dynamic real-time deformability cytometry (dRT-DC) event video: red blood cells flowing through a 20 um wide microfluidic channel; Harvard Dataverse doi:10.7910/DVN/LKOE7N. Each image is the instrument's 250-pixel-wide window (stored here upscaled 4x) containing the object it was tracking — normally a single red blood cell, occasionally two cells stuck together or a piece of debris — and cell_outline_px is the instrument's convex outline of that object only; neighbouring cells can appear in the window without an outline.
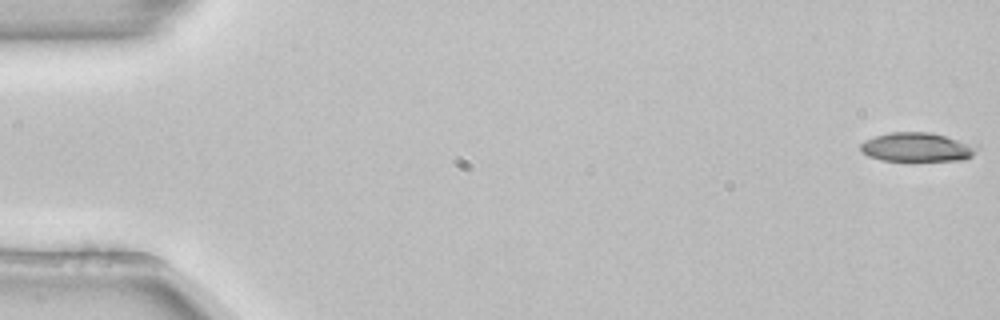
{"species": "common noctule bat (a hibernating species)", "species_latin": "Nyctalus noctula", "temperature_condition": "room temperature", "stored_images_in_passage": 54, "camera_frame_rate_fps": 3000, "um_per_image_px": 0.085, "animal": {"sex": "female", "body_mass_g": 22.7, "forearm_length_mm": 54.2}, "frame": {"image": 1, "passage_image": 1, "time_ms": 0.0, "image_size_px": [1000, 320], "cell_outline_px": [[980, 148], [972, 156], [964, 160], [880, 160], [868, 156], [860, 148], [860, 144], [864, 140], [876, 136], [892, 132], [932, 132], [980, 144]], "centroid_in_image_um": [78.04, 12.49], "position_along_channel_um": 7.0, "area_um2": 19.94}}
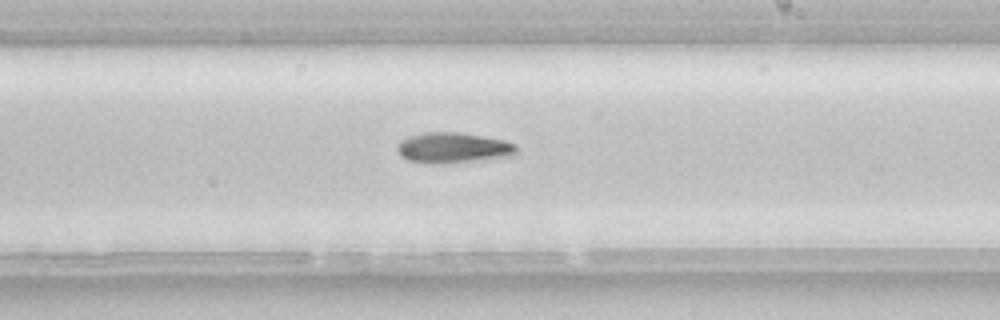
{"frame": {"image": 2, "passage_image": 32, "time_ms": 10.333, "image_size_px": [1000, 320], "cell_outline_px": [[516, 152], [512, 156], [480, 160], [444, 164], [424, 164], [408, 160], [400, 156], [396, 148], [396, 144], [400, 140], [408, 136], [420, 132], [460, 132], [484, 136], [504, 140], [516, 144]], "centroid_in_image_um": [38.45, 12.56], "position_along_channel_um": 250.5, "area_um2": 21.73}}
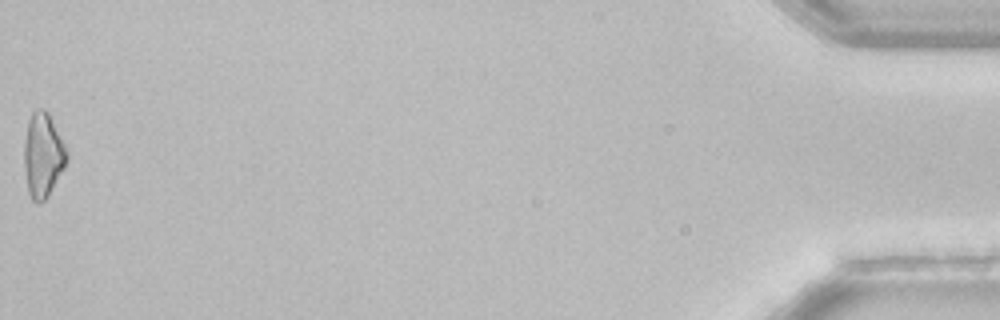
{"frame": {"image": 3, "passage_image": 54, "time_ms": 17.667, "image_size_px": [1000, 320], "cell_outline_px": [[68, 160], [64, 168], [48, 196], [44, 200], [32, 200], [28, 192], [24, 168], [24, 140], [28, 120], [32, 112], [36, 108], [44, 108], [48, 112], [68, 152]], "centroid_in_image_um": [3.64, 13.15], "position_along_channel_um": 431.6, "area_um2": 20.92}, "authors_computed_cell_mechanics": {"area_um2": 20.23, "velocity_mm_per_s": 3.8669, "shape_relaxation_time_tau1_ms": 4.476, "shape_relaxation_time_tau2_ms": null, "deformation_change_tau1": 0.1545, "deformation_change_tau2": null}}